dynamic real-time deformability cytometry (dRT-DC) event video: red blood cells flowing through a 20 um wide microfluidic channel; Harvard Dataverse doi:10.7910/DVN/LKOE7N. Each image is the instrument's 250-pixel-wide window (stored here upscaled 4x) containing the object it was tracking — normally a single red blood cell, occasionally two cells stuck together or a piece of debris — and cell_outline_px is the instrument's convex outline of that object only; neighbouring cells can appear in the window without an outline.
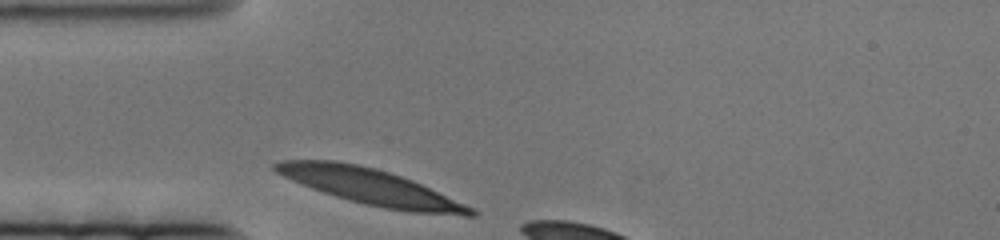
{"species": "human", "species_latin": "Homo sapiens", "temperature_condition": "cold", "stored_images_in_passage": 7, "camera_frame_rate_fps": 3000, "um_per_image_px": 0.085, "donor": {"sex": "female"}, "frame": {"image": 1, "passage_image": 1, "time_ms": 0.0, "image_size_px": [1000, 240], "cell_outline_px": [[480, 212], [476, 216], [464, 216], [412, 212], [384, 208], [364, 204], [336, 196], [312, 188], [292, 180], [276, 172], [272, 168], [272, 164], [280, 160], [336, 160], [376, 168], [412, 180], [472, 208]], "centroid_in_image_um": [31.49, 15.87], "position_along_channel_um": 53.5, "area_um2": 40.17}}
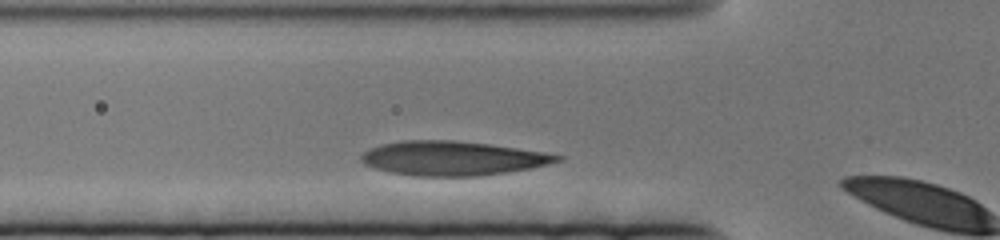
{"frame": {"image": 2, "passage_image": 6, "time_ms": 1.667, "image_size_px": [1000, 240], "cell_outline_px": [[564, 160], [548, 164], [528, 168], [480, 176], [416, 176], [392, 172], [376, 168], [364, 164], [360, 160], [360, 156], [364, 152], [380, 144], [404, 140], [452, 140], [488, 144], [516, 148], [564, 156]], "centroid_in_image_um": [38.44, 13.45], "position_along_channel_um": 87.4, "area_um2": 38.73}}